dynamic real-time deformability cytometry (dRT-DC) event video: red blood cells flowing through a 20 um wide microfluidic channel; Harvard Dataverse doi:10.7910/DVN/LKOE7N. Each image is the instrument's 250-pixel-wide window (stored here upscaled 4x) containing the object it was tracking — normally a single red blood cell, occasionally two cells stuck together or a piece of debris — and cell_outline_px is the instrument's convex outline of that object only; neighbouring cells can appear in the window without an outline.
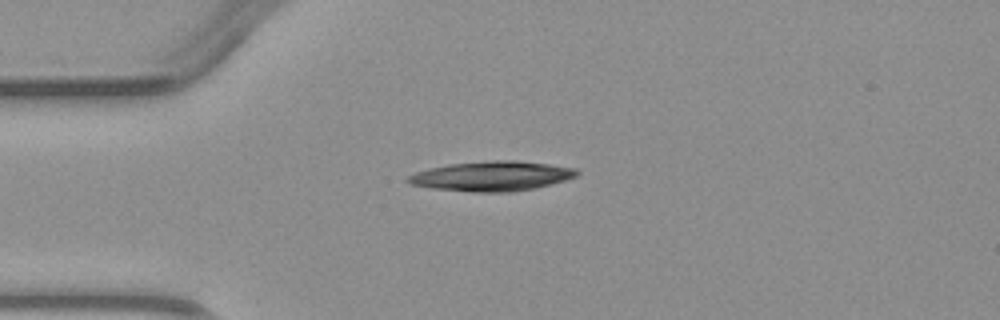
{"species": "common noctule bat (a hibernating species)", "species_latin": "Nyctalus noctula", "temperature_condition": "warm", "stored_images_in_passage": 2, "camera_frame_rate_fps": 3000, "um_per_image_px": 0.085, "animal": {"sex": "male", "body_mass_g": 23.1, "forearm_length_mm": 52.7}, "frame": {"image": 1, "passage_image": 1, "time_ms": 0.0, "image_size_px": [1000, 320], "cell_outline_px": [[580, 172], [576, 176], [564, 180], [532, 188], [512, 192], [472, 192], [432, 188], [408, 184], [404, 180], [408, 176], [416, 172], [448, 164], [492, 160], [512, 160], [548, 164], [576, 168]], "centroid_in_image_um": [41.76, 14.97], "position_along_channel_um": 43.2, "area_um2": 29.07}}